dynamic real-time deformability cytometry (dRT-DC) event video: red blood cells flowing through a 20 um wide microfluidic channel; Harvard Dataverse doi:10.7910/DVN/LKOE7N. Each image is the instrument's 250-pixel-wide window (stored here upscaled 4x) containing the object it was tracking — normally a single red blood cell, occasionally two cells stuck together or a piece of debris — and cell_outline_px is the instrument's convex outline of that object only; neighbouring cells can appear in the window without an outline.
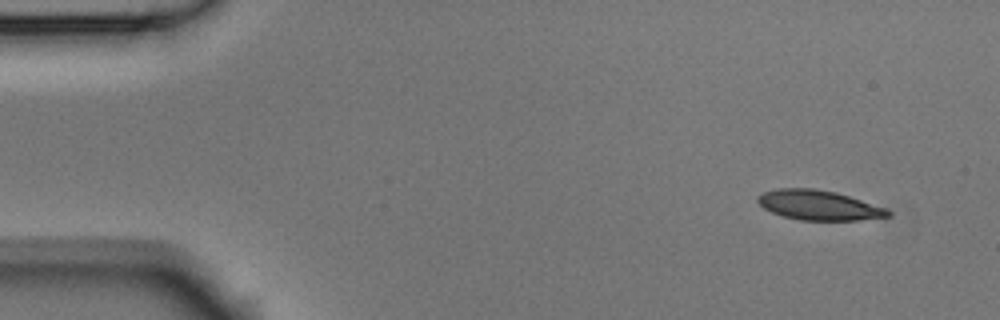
{"species": "Egyptian fruit bat (a non-hibernating species)", "species_latin": "Rousettus aegyptiacus", "temperature_condition": "room temperature", "stored_images_in_passage": 3, "camera_frame_rate_fps": 3000, "um_per_image_px": 0.085, "animal": {"sex": "male"}, "frame": {"image": 1, "passage_image": 1, "time_ms": 0.0, "image_size_px": [1000, 320], "cell_outline_px": [[892, 216], [860, 220], [800, 220], [784, 216], [772, 212], [764, 208], [756, 200], [756, 196], [764, 192], [776, 188], [812, 188], [836, 192], [884, 208], [892, 212]], "centroid_in_image_um": [69.57, 17.44], "position_along_channel_um": 15.4, "area_um2": 22.43}}